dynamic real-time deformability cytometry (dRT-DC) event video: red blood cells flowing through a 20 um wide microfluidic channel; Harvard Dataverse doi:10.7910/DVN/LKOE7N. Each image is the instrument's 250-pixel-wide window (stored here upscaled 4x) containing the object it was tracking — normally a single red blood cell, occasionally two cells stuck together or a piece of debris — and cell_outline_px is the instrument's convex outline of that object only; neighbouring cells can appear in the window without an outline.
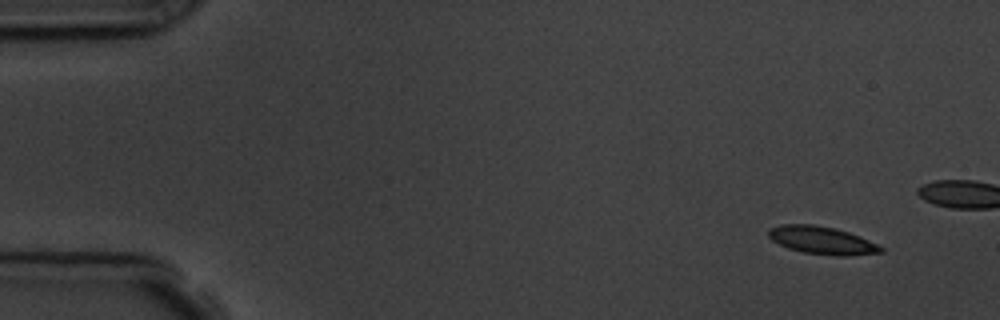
{"species": "common noctule bat (a hibernating species)", "species_latin": "Nyctalus noctula", "temperature_condition": "room temperature", "stored_images_in_passage": 5, "camera_frame_rate_fps": 3000, "um_per_image_px": 0.085, "animal": {"sex": "male", "body_mass_g": 19.5, "forearm_length_mm": 54.6}, "frame": {"image": 1, "passage_image": 1, "time_ms": 0.0, "image_size_px": [1000, 320], "cell_outline_px": [[884, 252], [844, 256], [836, 256], [804, 252], [788, 248], [772, 240], [768, 236], [768, 228], [780, 224], [812, 224], [836, 228], [860, 236], [884, 248]], "centroid_in_image_um": [69.85, 20.42], "position_along_channel_um": 15.2, "area_um2": 18.15}}